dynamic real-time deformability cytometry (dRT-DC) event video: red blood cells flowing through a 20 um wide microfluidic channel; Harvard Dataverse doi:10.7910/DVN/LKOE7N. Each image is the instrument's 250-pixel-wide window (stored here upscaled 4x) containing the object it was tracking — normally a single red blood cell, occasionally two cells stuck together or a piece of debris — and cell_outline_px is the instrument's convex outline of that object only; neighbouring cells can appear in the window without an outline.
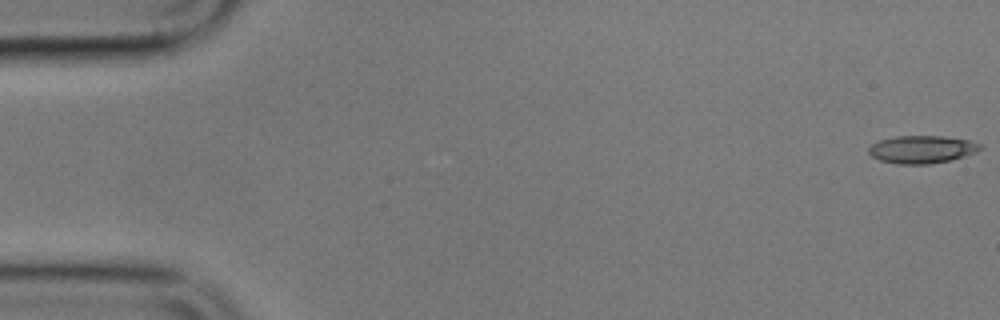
{"species": "common noctule bat (a hibernating species)", "species_latin": "Nyctalus noctula", "temperature_condition": "cold", "stored_images_in_passage": 2, "camera_frame_rate_fps": 3000, "um_per_image_px": 0.085, "animal": {"sex": "male", "body_mass_g": 17.9}, "frame": {"image": 1, "passage_image": 1, "time_ms": 0.0, "image_size_px": [1000, 320], "cell_outline_px": [[984, 144], [976, 152], [952, 160], [928, 164], [900, 164], [880, 160], [872, 156], [868, 152], [868, 148], [872, 144], [880, 140], [896, 136], [944, 136], [968, 140]], "centroid_in_image_um": [78.37, 12.69], "position_along_channel_um": 6.6, "area_um2": 17.98}}